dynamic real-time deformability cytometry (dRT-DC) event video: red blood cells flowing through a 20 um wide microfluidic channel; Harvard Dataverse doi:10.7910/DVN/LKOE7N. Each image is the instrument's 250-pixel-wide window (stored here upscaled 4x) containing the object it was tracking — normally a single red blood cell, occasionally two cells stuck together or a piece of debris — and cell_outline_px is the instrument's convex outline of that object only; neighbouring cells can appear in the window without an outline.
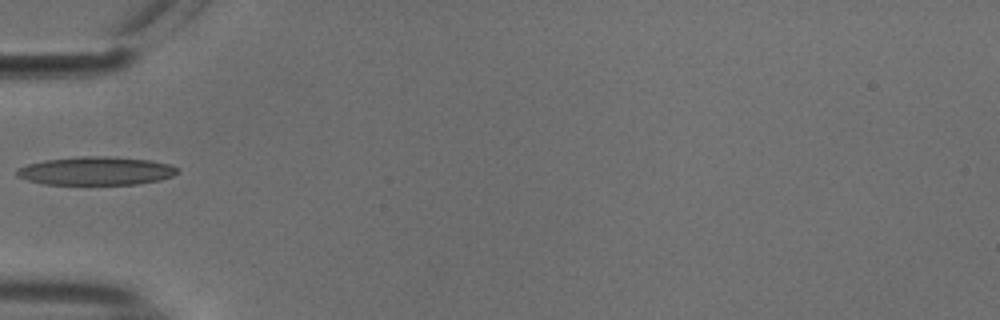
{"species": "common noctule bat (a hibernating species)", "species_latin": "Nyctalus noctula", "temperature_condition": "cold", "stored_images_in_passage": 36, "camera_frame_rate_fps": 3000, "um_per_image_px": 0.085, "animal": {"sex": "male", "body_mass_g": 18.8}, "frame": {"image": 1, "passage_image": 1, "time_ms": 0.0, "image_size_px": [1000, 320], "cell_outline_px": [[180, 172], [172, 176], [160, 180], [136, 184], [44, 184], [28, 180], [16, 176], [16, 168], [28, 164], [44, 160], [80, 156], [104, 156], [148, 160], [168, 164], [180, 168]], "centroid_in_image_um": [8.15, 14.52], "position_along_channel_um": 76.8, "area_um2": 26.53}}
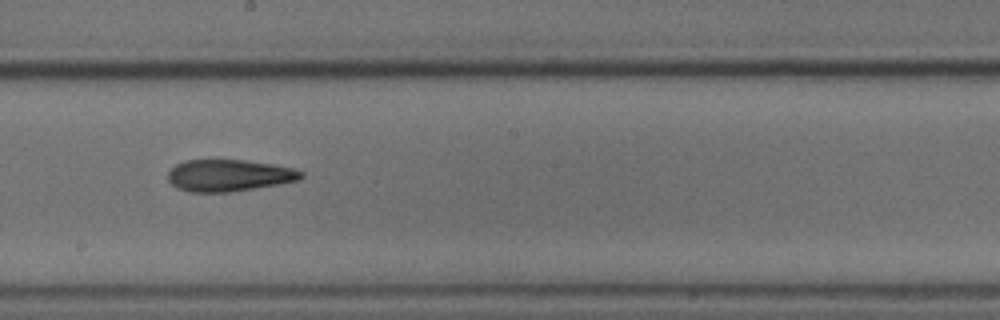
{"frame": {"image": 2, "passage_image": 13, "time_ms": 4.0, "image_size_px": [1000, 320], "cell_outline_px": [[304, 176], [300, 180], [232, 192], [188, 192], [176, 188], [168, 180], [168, 172], [176, 164], [184, 160], [244, 160], [272, 164], [292, 168], [304, 172]], "centroid_in_image_um": [19.45, 14.91], "position_along_channel_um": 228.8, "area_um2": 24.74}}
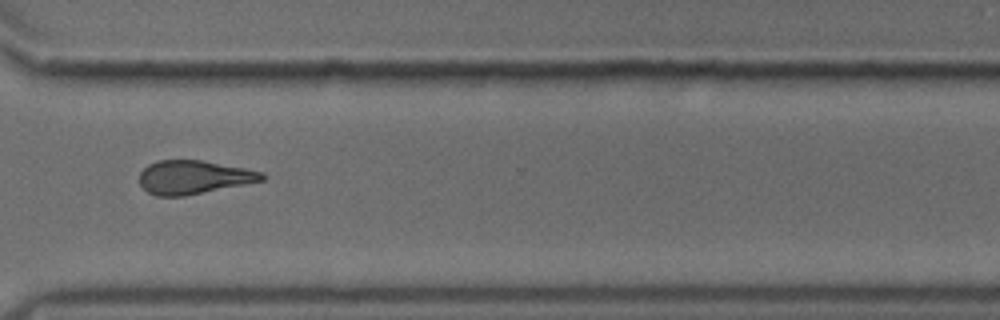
{"frame": {"image": 3, "passage_image": 23, "time_ms": 7.333, "image_size_px": [1000, 320], "cell_outline_px": [[268, 176], [264, 180], [184, 196], [156, 196], [148, 192], [140, 184], [140, 172], [148, 164], [156, 160], [200, 160], [244, 168], [264, 172]], "centroid_in_image_um": [16.46, 15.06], "position_along_channel_um": 354.1, "area_um2": 23.87}, "authors_computed_cell_mechanics": {"area_um2": 23.9292, "velocity_mm_per_s": 3.7688, "shape_relaxation_time_tau1_ms": null, "shape_relaxation_time_tau2_ms": 7.0774, "deformation_change_tau1": null, "deformation_change_tau2": 0.1944}}